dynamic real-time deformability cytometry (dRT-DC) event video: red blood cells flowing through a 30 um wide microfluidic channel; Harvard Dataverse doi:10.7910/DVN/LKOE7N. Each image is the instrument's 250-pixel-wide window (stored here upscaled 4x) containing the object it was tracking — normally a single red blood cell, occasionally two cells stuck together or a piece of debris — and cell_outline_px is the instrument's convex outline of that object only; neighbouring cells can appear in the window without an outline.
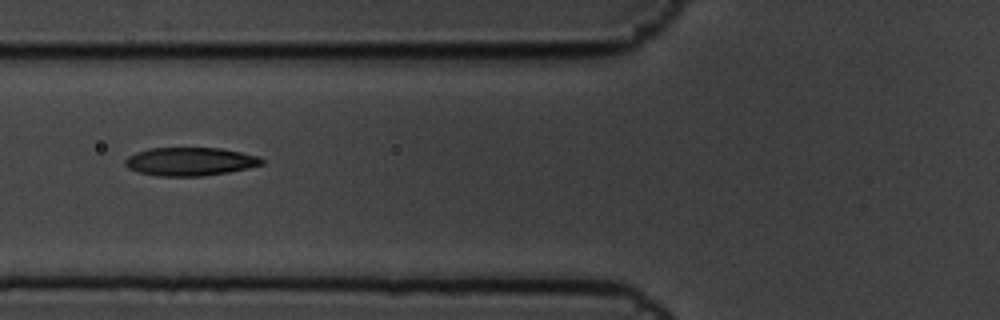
{"species": "common noctule bat (a hibernating species)", "species_latin": "Nyctalus noctula", "temperature_condition": "cold", "stored_images_in_passage": 10, "camera_frame_rate_fps": 3000, "um_per_image_px": 0.085, "animal": {"sex": "male", "body_mass_g": 19.5, "forearm_length_mm": 54.6}, "frame": {"image": 1, "passage_image": 6, "time_ms": 1.667, "image_size_px": [1000, 320], "cell_outline_px": [[264, 164], [248, 168], [228, 172], [200, 176], [160, 176], [140, 172], [128, 168], [124, 164], [124, 160], [128, 156], [136, 152], [148, 148], [224, 148], [260, 156], [264, 160]], "centroid_in_image_um": [16.18, 13.72], "position_along_channel_um": 109.6, "area_um2": 22.66}}
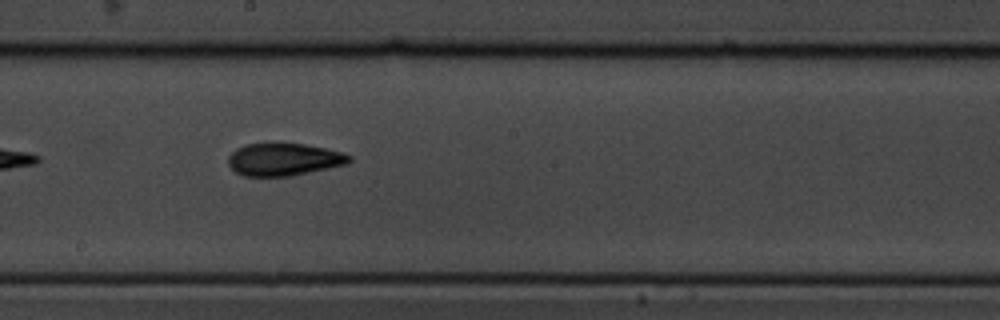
{"frame": {"image": 2, "passage_image": 9, "time_ms": 2.667, "image_size_px": [1000, 320], "cell_outline_px": [[352, 160], [344, 164], [308, 172], [288, 176], [244, 176], [236, 172], [228, 164], [228, 156], [236, 148], [244, 144], [272, 140], [276, 140], [304, 144], [324, 148], [340, 152], [352, 156]], "centroid_in_image_um": [24.04, 13.49], "position_along_channel_um": 224.2, "area_um2": 23.41}}
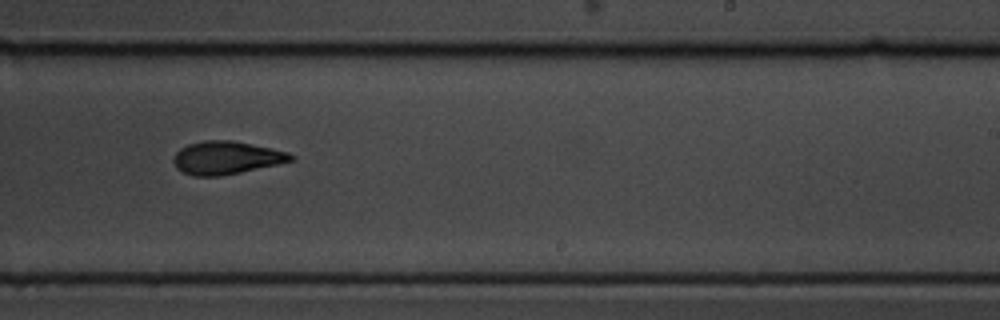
{"frame": {"image": 3, "passage_image": 10, "time_ms": 3.0, "image_size_px": [1000, 320], "cell_outline_px": [[296, 156], [292, 160], [276, 164], [240, 172], [220, 176], [196, 176], [184, 172], [176, 168], [172, 160], [176, 152], [180, 148], [188, 144], [204, 140], [232, 140], [252, 144], [288, 152]], "centroid_in_image_um": [19.2, 13.4], "position_along_channel_um": 269.8, "area_um2": 22.37}}